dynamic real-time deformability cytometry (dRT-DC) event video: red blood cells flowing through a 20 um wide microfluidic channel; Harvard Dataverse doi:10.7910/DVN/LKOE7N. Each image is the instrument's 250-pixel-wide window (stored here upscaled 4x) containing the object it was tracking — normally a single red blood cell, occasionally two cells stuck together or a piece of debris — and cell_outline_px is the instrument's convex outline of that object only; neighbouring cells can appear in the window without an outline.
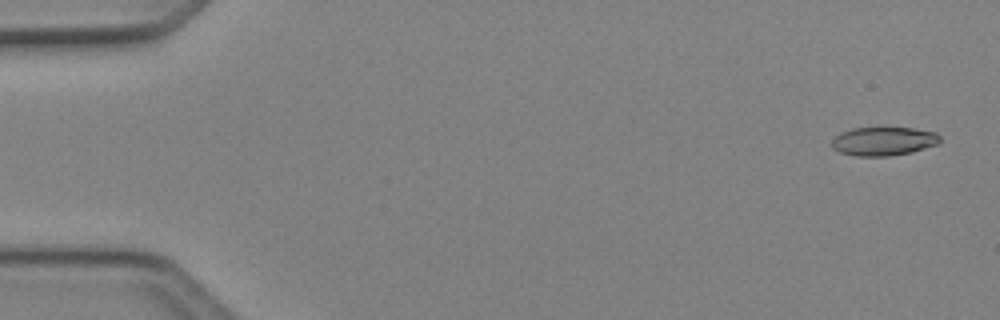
{"species": "Egyptian fruit bat (a non-hibernating species)", "species_latin": "Rousettus aegyptiacus", "temperature_condition": "cold", "stored_images_in_passage": 7, "camera_frame_rate_fps": 3000, "um_per_image_px": 0.085, "animal": {"sex": "female"}, "frame": {"image": 1, "passage_image": 1, "time_ms": 0.0, "image_size_px": [1000, 320], "cell_outline_px": [[940, 144], [912, 152], [888, 156], [856, 156], [840, 152], [832, 148], [832, 140], [840, 132], [852, 128], [912, 128], [936, 132], [940, 136]], "centroid_in_image_um": [75.12, 12.01], "position_along_channel_um": 9.9, "area_um2": 18.15}}
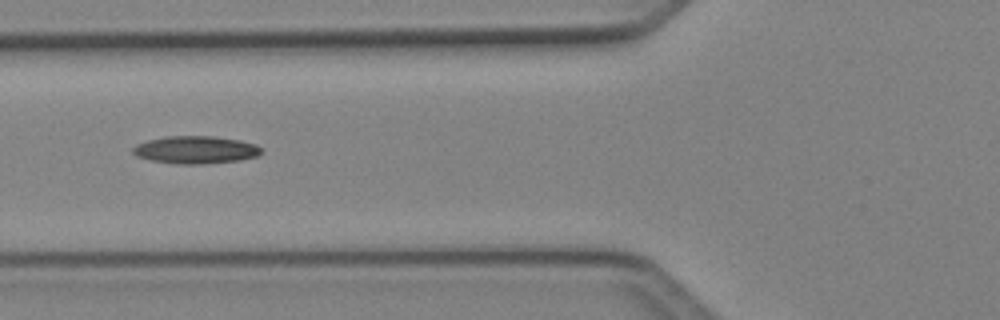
{"frame": {"image": 2, "passage_image": 6, "time_ms": 1.667, "image_size_px": [1000, 320], "cell_outline_px": [[260, 152], [256, 156], [240, 160], [204, 164], [176, 164], [152, 160], [136, 156], [132, 152], [132, 148], [136, 144], [148, 140], [164, 136], [212, 136], [240, 140], [256, 144], [260, 148]], "centroid_in_image_um": [16.59, 12.73], "position_along_channel_um": 109.2, "area_um2": 20.63}}
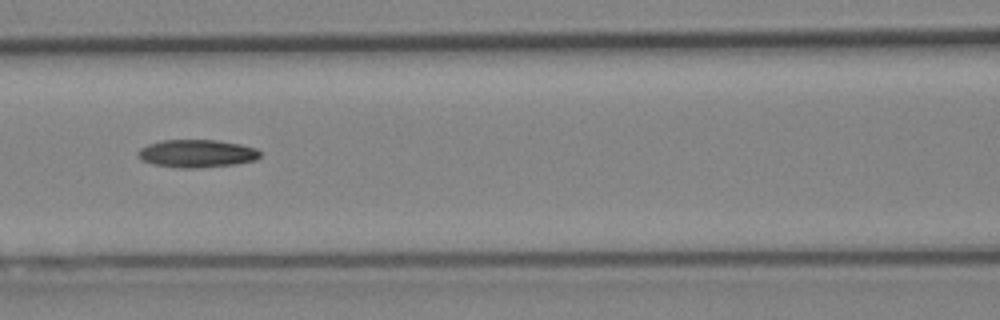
{"frame": {"image": 3, "passage_image": 7, "time_ms": 2.0, "image_size_px": [1000, 320], "cell_outline_px": [[260, 156], [256, 160], [236, 164], [196, 168], [176, 168], [152, 164], [140, 160], [136, 156], [136, 152], [140, 148], [148, 144], [160, 140], [216, 140], [240, 144], [256, 148], [260, 152]], "centroid_in_image_um": [16.68, 13.05], "position_along_channel_um": 149.9, "area_um2": 20.06}}